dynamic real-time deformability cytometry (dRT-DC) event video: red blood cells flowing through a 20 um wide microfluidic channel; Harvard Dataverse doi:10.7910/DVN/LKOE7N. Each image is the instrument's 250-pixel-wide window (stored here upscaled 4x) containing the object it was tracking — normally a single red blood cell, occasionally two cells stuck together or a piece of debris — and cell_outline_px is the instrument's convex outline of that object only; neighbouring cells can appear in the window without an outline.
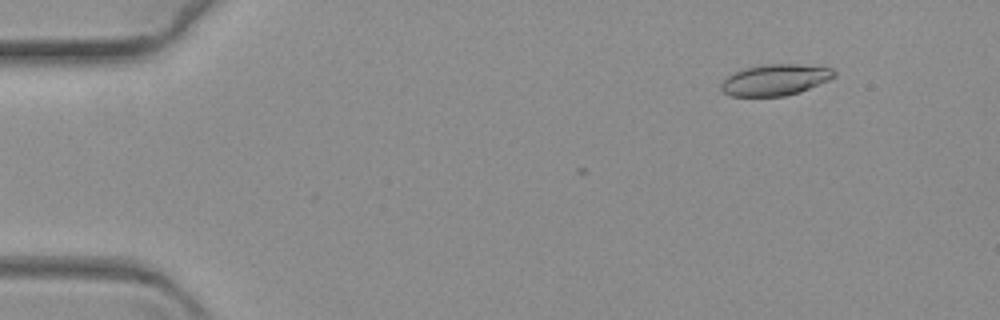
{"species": "common noctule bat (a hibernating species)", "species_latin": "Nyctalus noctula", "temperature_condition": "warm", "stored_images_in_passage": 5, "camera_frame_rate_fps": 3000, "um_per_image_px": 0.085, "animal": {"sex": "female", "body_mass_g": 19.3, "forearm_length_mm": 54.1}, "frame": {"image": 1, "passage_image": 1, "time_ms": 0.0, "image_size_px": [1000, 320], "cell_outline_px": [[836, 76], [828, 80], [800, 92], [784, 96], [732, 96], [724, 92], [720, 88], [720, 84], [728, 76], [744, 68], [764, 64], [796, 64], [832, 68], [836, 72]], "centroid_in_image_um": [65.9, 6.79], "position_along_channel_um": 19.1, "area_um2": 20.4}}